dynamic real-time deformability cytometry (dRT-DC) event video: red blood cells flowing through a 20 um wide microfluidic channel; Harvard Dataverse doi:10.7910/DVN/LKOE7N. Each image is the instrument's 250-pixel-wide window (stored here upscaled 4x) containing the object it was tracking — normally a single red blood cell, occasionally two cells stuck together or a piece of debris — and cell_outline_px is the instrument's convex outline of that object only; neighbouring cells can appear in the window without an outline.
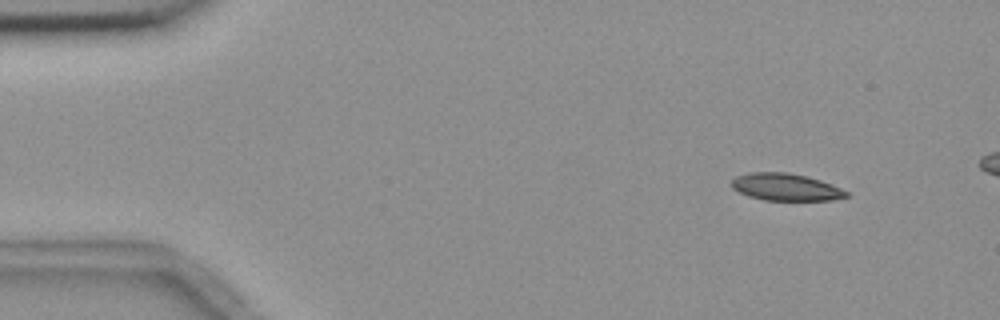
{"species": "common noctule bat (a hibernating species)", "species_latin": "Nyctalus noctula", "temperature_condition": "room temperature", "stored_images_in_passage": 4, "camera_frame_rate_fps": 3000, "um_per_image_px": 0.085, "animal": {"sex": "female", "body_mass_g": 18.4}, "frame": {"image": 1, "passage_image": 1, "time_ms": 0.0, "image_size_px": [1000, 320], "cell_outline_px": [[848, 196], [832, 200], [764, 200], [748, 196], [732, 188], [732, 180], [736, 176], [748, 172], [788, 172], [808, 176], [832, 184], [848, 192]], "centroid_in_image_um": [66.78, 15.89], "position_along_channel_um": 18.2, "area_um2": 18.21}}